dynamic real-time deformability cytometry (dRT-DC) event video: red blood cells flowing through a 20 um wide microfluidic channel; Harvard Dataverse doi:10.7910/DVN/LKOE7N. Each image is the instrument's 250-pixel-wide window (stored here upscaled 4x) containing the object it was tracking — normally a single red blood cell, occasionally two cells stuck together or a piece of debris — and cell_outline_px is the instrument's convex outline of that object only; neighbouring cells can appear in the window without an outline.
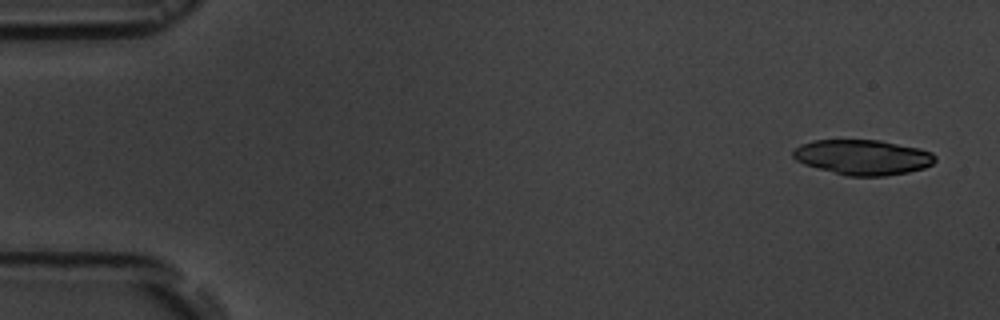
{"species": "common noctule bat (a hibernating species)", "species_latin": "Nyctalus noctula", "temperature_condition": "room temperature", "stored_images_in_passage": 5, "camera_frame_rate_fps": 3000, "um_per_image_px": 0.085, "animal": {"sex": "male", "body_mass_g": 19.5, "forearm_length_mm": 54.6}, "frame": {"image": 1, "passage_image": 1, "time_ms": 0.0, "image_size_px": [1000, 320], "cell_outline_px": [[936, 160], [932, 164], [924, 168], [908, 172], [884, 176], [844, 176], [816, 168], [804, 164], [796, 160], [792, 156], [792, 152], [800, 144], [812, 140], [880, 140], [920, 148], [932, 152], [936, 156]], "centroid_in_image_um": [73.33, 13.36], "position_along_channel_um": 11.7, "area_um2": 29.36}}